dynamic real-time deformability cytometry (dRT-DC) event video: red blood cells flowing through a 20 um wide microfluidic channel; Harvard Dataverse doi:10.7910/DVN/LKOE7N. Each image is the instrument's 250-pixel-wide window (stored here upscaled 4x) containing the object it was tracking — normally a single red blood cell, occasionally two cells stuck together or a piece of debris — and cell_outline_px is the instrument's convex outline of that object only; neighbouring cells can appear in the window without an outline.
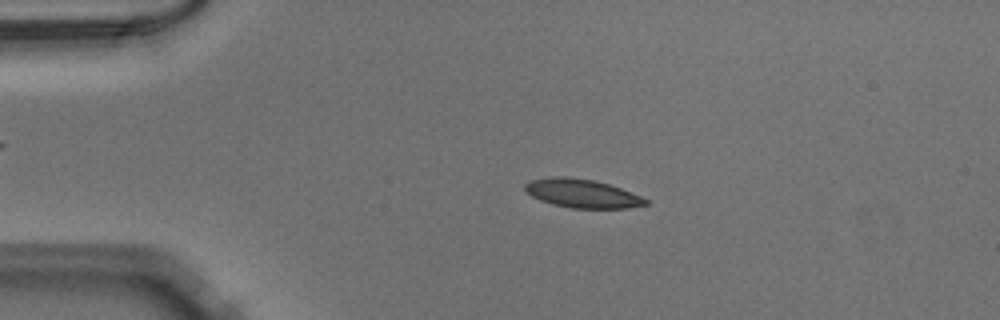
{"species": "Egyptian fruit bat (a non-hibernating species)", "species_latin": "Rousettus aegyptiacus", "temperature_condition": "warm", "stored_images_in_passage": 50, "camera_frame_rate_fps": 3000, "um_per_image_px": 0.085, "animal": {"sex": "male"}, "frame": {"image": 1, "passage_image": 10, "time_ms": 3.0, "image_size_px": [1000, 320], "cell_outline_px": [[648, 204], [628, 208], [572, 208], [552, 204], [540, 200], [532, 196], [524, 188], [524, 184], [532, 180], [556, 176], [564, 176], [596, 180], [620, 188], [640, 196], [648, 200]], "centroid_in_image_um": [49.48, 16.44], "position_along_channel_um": 35.5, "area_um2": 19.94}}
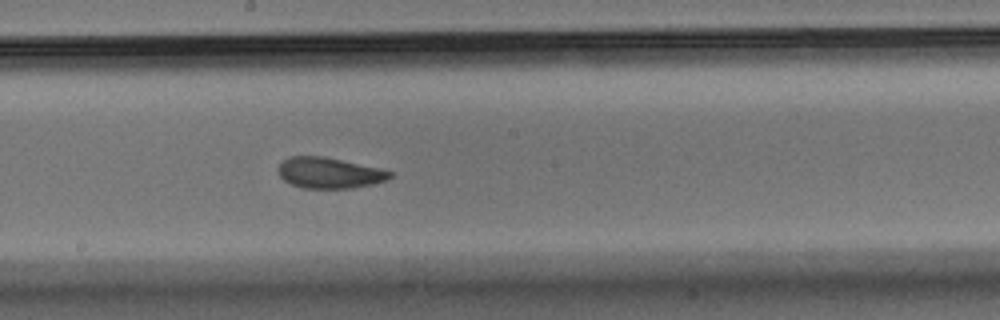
{"frame": {"image": 2, "passage_image": 27, "time_ms": 8.667, "image_size_px": [1000, 320], "cell_outline_px": [[392, 176], [388, 180], [372, 184], [352, 188], [304, 188], [292, 184], [284, 180], [280, 176], [280, 164], [288, 156], [324, 156], [384, 168], [392, 172]], "centroid_in_image_um": [28.06, 14.68], "position_along_channel_um": 220.1, "area_um2": 20.17}}
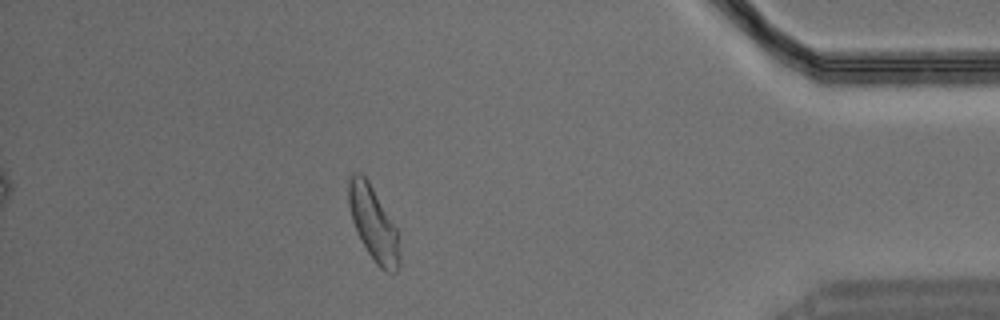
{"frame": {"image": 3, "passage_image": 44, "time_ms": 14.333, "image_size_px": [1000, 320], "cell_outline_px": [[400, 264], [396, 272], [388, 272], [380, 268], [376, 264], [368, 252], [356, 232], [352, 220], [348, 204], [348, 180], [352, 172], [360, 172], [368, 180], [396, 228], [400, 260]], "centroid_in_image_um": [31.71, 18.99], "position_along_channel_um": 403.5, "area_um2": 21.79}}